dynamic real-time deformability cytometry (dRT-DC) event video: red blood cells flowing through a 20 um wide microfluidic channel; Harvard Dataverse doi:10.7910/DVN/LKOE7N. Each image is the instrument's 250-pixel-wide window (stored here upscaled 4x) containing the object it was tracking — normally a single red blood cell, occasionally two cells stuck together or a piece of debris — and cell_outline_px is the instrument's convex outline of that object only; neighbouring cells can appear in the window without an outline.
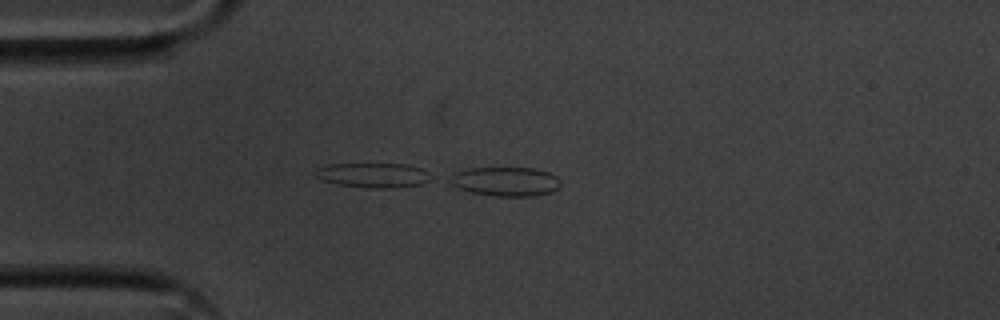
{"species": "common noctule bat (a hibernating species)", "species_latin": "Nyctalus noctula", "temperature_condition": "cold", "stored_images_in_passage": 12, "camera_frame_rate_fps": 3000, "um_per_image_px": 0.085, "animal": {"sex": "male", "body_mass_g": 20.1, "forearm_length_mm": 53.5}, "frame": {"image": 1, "passage_image": 12, "time_ms": 3.667, "image_size_px": [1000, 320], "cell_outline_px": [[560, 184], [552, 192], [532, 196], [496, 196], [472, 192], [460, 188], [452, 184], [452, 172], [472, 168], [532, 168], [548, 172], [556, 176], [560, 180]], "centroid_in_image_um": [43.0, 15.42], "position_along_channel_um": 42.0, "area_um2": 18.5}}